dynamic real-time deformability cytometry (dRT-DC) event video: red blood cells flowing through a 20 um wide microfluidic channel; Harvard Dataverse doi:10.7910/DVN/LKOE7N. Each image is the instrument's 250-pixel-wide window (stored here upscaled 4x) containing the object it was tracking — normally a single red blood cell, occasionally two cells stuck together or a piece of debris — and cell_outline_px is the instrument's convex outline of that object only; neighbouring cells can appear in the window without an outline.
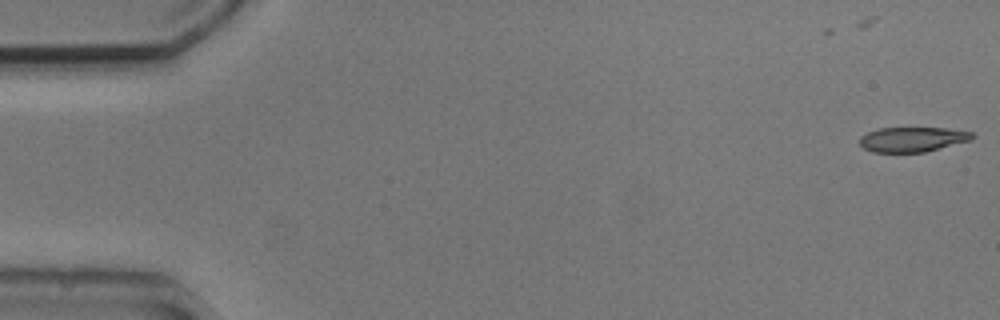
{"species": "common noctule bat (a hibernating species)", "species_latin": "Nyctalus noctula", "temperature_condition": "cold", "stored_images_in_passage": 2, "camera_frame_rate_fps": 3000, "um_per_image_px": 0.085, "animal": {"sex": "male", "body_mass_g": 20.5, "forearm_length_mm": 52.5}, "frame": {"image": 1, "passage_image": 2, "time_ms": 0.333, "image_size_px": [1000, 320], "cell_outline_px": [[976, 136], [972, 140], [924, 152], [872, 152], [864, 148], [860, 144], [860, 136], [868, 132], [880, 128], [948, 128], [972, 132]], "centroid_in_image_um": [77.59, 11.84], "position_along_channel_um": 7.4, "area_um2": 16.3}}